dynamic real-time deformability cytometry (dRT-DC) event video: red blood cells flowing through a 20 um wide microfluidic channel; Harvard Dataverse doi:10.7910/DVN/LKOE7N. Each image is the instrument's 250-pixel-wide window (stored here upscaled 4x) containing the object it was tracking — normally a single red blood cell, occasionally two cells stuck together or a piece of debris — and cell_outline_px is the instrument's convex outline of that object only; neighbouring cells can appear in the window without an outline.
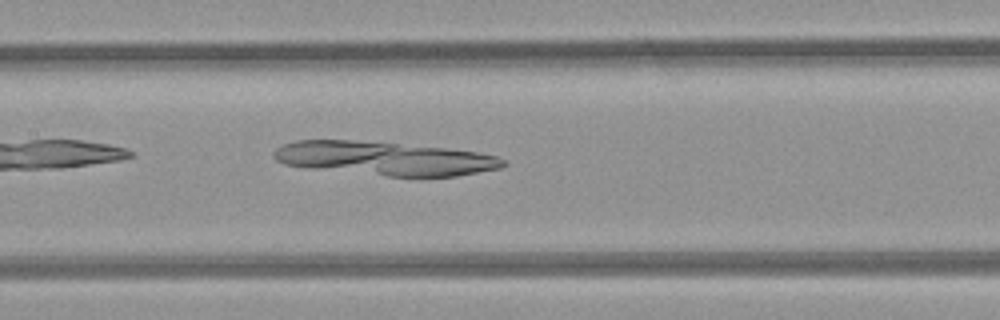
{"species": "common noctule bat (a hibernating species)", "species_latin": "Nyctalus noctula", "temperature_condition": "room temperature", "stored_images_in_passage": 28, "camera_frame_rate_fps": 3000, "um_per_image_px": 0.085, "animal": {"sex": "female", "body_mass_g": 21.9}, "frame": {"image": 1, "passage_image": 9, "time_ms": 2.667, "image_size_px": [1000, 320], "cell_outline_px": [[508, 164], [500, 168], [456, 176], [388, 176], [312, 168], [284, 164], [276, 160], [272, 156], [272, 152], [276, 148], [284, 144], [296, 140], [352, 140], [444, 148], [476, 152], [496, 156], [504, 160]], "centroid_in_image_um": [32.66, 13.46], "position_along_channel_um": 174.7, "area_um2": 44.51}}
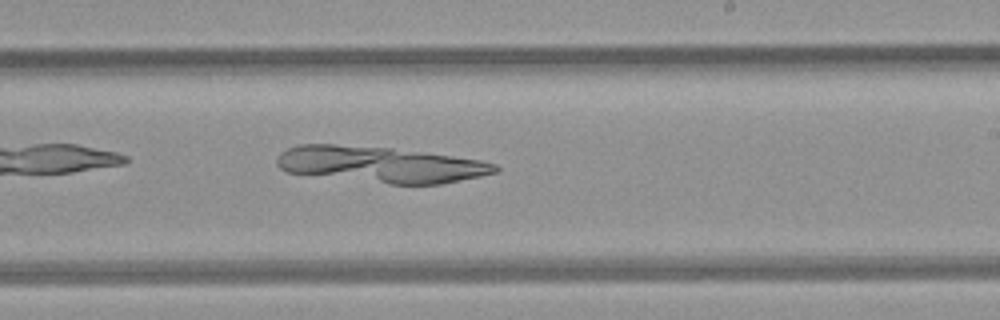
{"frame": {"image": 2, "passage_image": 15, "time_ms": 4.667, "image_size_px": [1000, 320], "cell_outline_px": [[500, 168], [496, 172], [480, 176], [440, 184], [388, 184], [288, 172], [280, 168], [276, 164], [276, 156], [280, 152], [288, 148], [300, 144], [336, 144], [392, 148], [480, 160], [496, 164]], "centroid_in_image_um": [32.3, 13.98], "position_along_channel_um": 256.7, "area_um2": 45.66}}
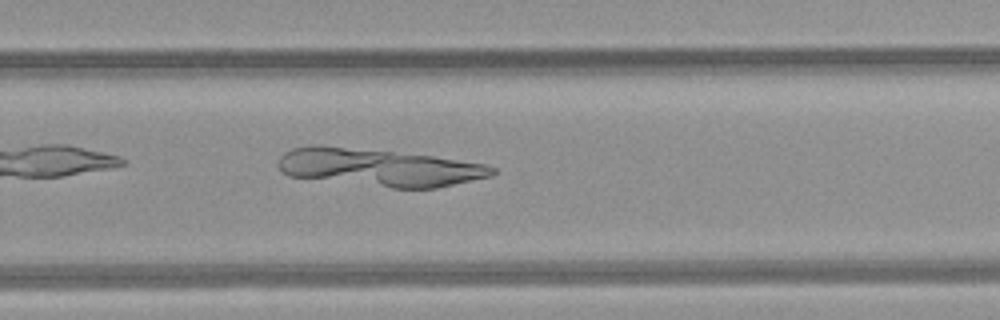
{"frame": {"image": 3, "passage_image": 18, "time_ms": 5.667, "image_size_px": [1000, 320], "cell_outline_px": [[496, 172], [492, 176], [436, 188], [392, 188], [288, 176], [280, 172], [276, 164], [280, 156], [284, 152], [292, 148], [308, 144], [320, 144], [432, 156], [488, 164], [496, 168]], "centroid_in_image_um": [32.16, 14.22], "position_along_channel_um": 297.6, "area_um2": 47.28}}